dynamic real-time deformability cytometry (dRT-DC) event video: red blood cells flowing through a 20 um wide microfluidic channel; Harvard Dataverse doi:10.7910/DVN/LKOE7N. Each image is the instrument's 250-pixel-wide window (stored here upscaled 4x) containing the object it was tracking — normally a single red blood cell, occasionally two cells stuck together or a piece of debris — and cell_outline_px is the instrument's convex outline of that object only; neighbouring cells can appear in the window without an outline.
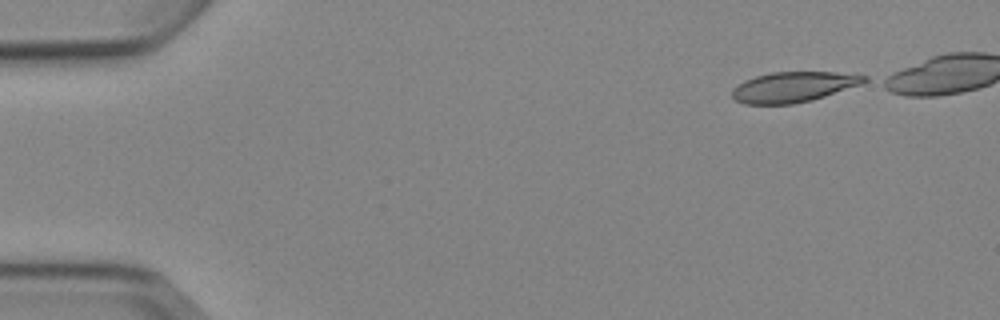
{"species": "Egyptian fruit bat (a non-hibernating species)", "species_latin": "Rousettus aegyptiacus", "temperature_condition": "cold", "stored_images_in_passage": 5, "camera_frame_rate_fps": 3000, "um_per_image_px": 0.085, "animal": {"sex": "female"}, "frame": {"image": 1, "passage_image": 1, "time_ms": 0.0, "image_size_px": [1000, 320], "cell_outline_px": [[868, 80], [860, 84], [812, 100], [792, 104], [744, 104], [736, 100], [732, 96], [732, 88], [744, 80], [756, 76], [772, 72], [836, 72], [868, 76]], "centroid_in_image_um": [67.4, 7.39], "position_along_channel_um": 17.6, "area_um2": 23.18}}